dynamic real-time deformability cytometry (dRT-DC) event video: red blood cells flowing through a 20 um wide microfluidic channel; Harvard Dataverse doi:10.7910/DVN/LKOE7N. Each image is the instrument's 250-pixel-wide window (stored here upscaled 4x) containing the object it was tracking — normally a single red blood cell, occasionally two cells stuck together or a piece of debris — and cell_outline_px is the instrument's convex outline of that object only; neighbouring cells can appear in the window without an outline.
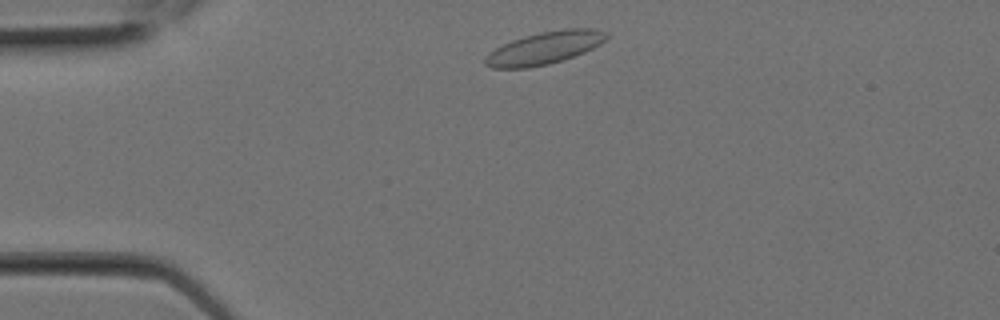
{"species": "Egyptian fruit bat (a non-hibernating species)", "species_latin": "Rousettus aegyptiacus", "temperature_condition": "room temperature", "stored_images_in_passage": 4, "camera_frame_rate_fps": 3000, "um_per_image_px": 0.085, "animal": {"sex": "female"}, "frame": {"image": 1, "passage_image": 1, "time_ms": 0.0, "image_size_px": [1000, 320], "cell_outline_px": [[608, 36], [600, 44], [584, 52], [548, 64], [528, 68], [492, 68], [484, 64], [484, 60], [488, 52], [512, 40], [524, 36], [540, 32], [564, 28], [592, 28], [608, 32]], "centroid_in_image_um": [46.27, 4.07], "position_along_channel_um": 38.7, "area_um2": 22.83}}
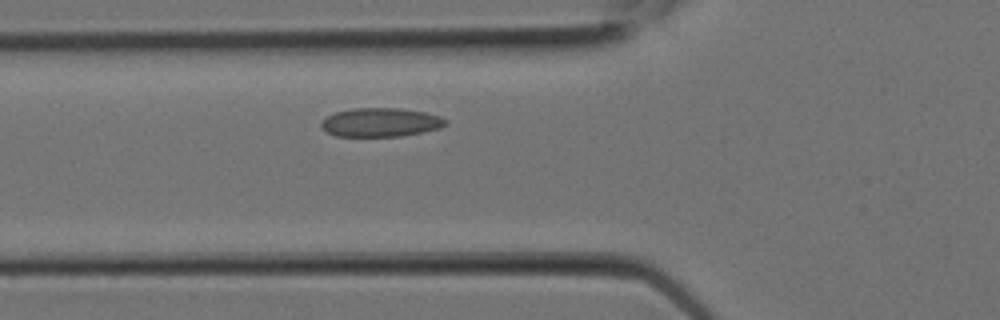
{"frame": {"image": 2, "passage_image": 4, "time_ms": 1.0, "image_size_px": [1000, 320], "cell_outline_px": [[448, 124], [440, 128], [400, 136], [336, 136], [320, 128], [320, 124], [328, 116], [336, 112], [352, 108], [396, 108], [424, 112], [440, 116], [448, 120]], "centroid_in_image_um": [32.36, 10.4], "position_along_channel_um": 93.4, "area_um2": 20.75}}